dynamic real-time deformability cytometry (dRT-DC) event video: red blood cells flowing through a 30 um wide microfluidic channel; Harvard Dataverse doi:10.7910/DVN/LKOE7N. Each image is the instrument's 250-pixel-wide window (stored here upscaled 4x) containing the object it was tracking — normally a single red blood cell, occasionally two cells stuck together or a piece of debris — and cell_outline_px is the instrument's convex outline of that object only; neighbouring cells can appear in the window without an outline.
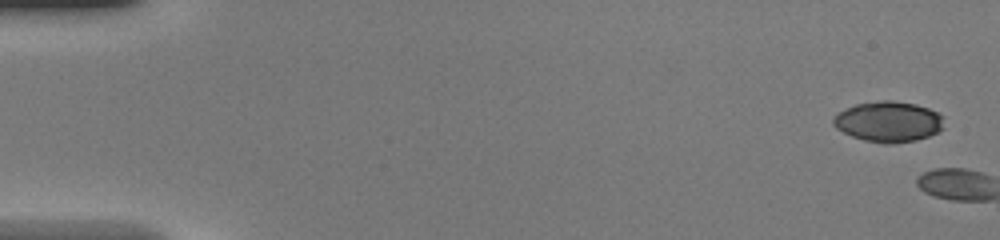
{"species": "common noctule bat (a hibernating species)", "species_latin": "Nyctalus noctula", "temperature_condition": "warm", "stored_images_in_passage": 2, "camera_frame_rate_fps": 3000, "um_per_image_px": 0.085, "animal": {"sex": "female", "body_mass_g": 20.0, "forearm_length_mm": 54.0}, "frame": {"image": 1, "passage_image": 1, "time_ms": 0.0, "image_size_px": [1000, 240], "cell_outline_px": [[944, 128], [928, 136], [916, 140], [892, 144], [884, 144], [864, 140], [852, 136], [836, 128], [832, 124], [832, 120], [836, 112], [856, 104], [880, 100], [892, 100], [916, 104], [928, 108], [944, 116]], "centroid_in_image_um": [75.51, 10.34], "position_along_channel_um": 9.5, "area_um2": 26.41}}